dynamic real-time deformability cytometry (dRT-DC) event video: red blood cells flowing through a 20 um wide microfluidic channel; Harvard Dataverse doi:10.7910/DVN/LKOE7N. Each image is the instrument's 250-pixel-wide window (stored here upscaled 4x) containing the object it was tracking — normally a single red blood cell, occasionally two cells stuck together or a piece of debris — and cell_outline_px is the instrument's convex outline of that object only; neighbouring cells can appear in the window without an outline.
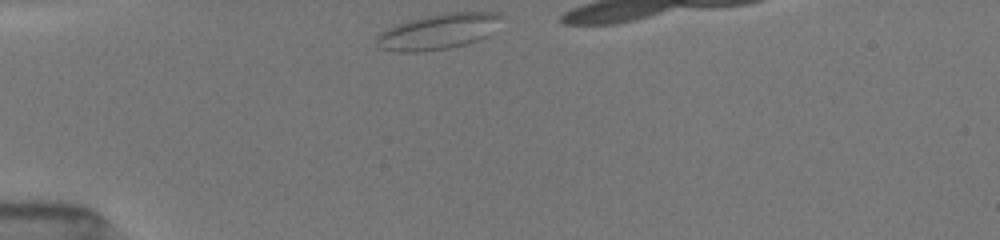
{"species": "common noctule bat (a hibernating species)", "species_latin": "Nyctalus noctula", "temperature_condition": "room temperature", "stored_images_in_passage": 11, "camera_frame_rate_fps": 3000, "um_per_image_px": 0.085, "animal": {"sex": "female", "body_mass_g": 19.5, "forearm_length_mm": 54.1}, "frame": {"image": 1, "passage_image": 1, "time_ms": 0.0, "image_size_px": [1000, 240], "cell_outline_px": [[500, 16], [492, 32], [488, 36], [480, 40], [448, 48], [420, 52], [396, 52], [376, 48], [376, 36], [380, 32], [396, 24], [428, 16], [448, 12], [496, 12]], "centroid_in_image_um": [37.18, 2.71], "position_along_channel_um": 47.8, "area_um2": 25.66}}
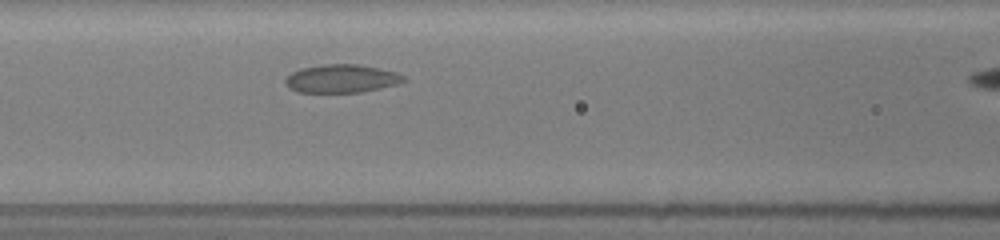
{"frame": {"image": 2, "passage_image": 10, "time_ms": 3.0, "image_size_px": [1000, 240], "cell_outline_px": [[408, 80], [396, 84], [380, 88], [360, 92], [296, 92], [288, 88], [284, 80], [292, 72], [300, 68], [324, 64], [360, 64], [380, 68], [396, 72], [404, 76]], "centroid_in_image_um": [29.03, 6.67], "position_along_channel_um": 137.6, "area_um2": 19.54}}